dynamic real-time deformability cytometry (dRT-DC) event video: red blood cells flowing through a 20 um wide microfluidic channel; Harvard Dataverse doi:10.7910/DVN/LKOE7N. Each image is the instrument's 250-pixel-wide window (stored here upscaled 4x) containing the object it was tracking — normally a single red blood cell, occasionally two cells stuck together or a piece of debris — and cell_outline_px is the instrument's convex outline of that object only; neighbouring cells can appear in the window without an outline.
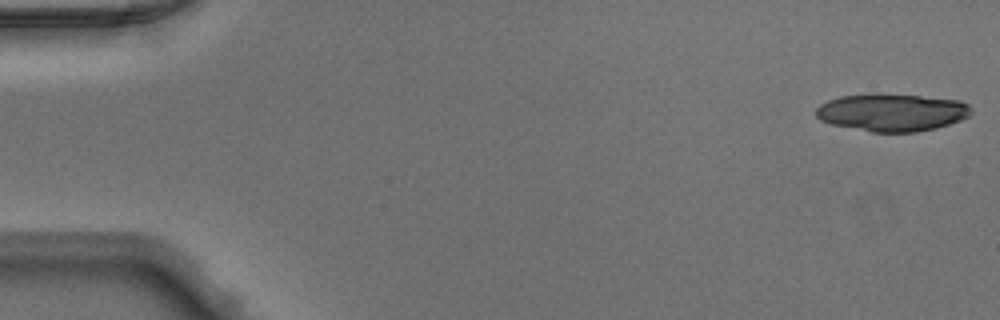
{"species": "Egyptian fruit bat (a non-hibernating species)", "species_latin": "Rousettus aegyptiacus", "temperature_condition": "warm", "stored_images_in_passage": 19, "camera_frame_rate_fps": 3000, "um_per_image_px": 0.085, "animal": {"sex": "male"}, "frame": {"image": 1, "passage_image": 1, "time_ms": 0.0, "image_size_px": [1000, 320], "cell_outline_px": [[972, 112], [968, 116], [960, 120], [936, 128], [916, 132], [872, 132], [832, 124], [820, 120], [816, 116], [816, 108], [820, 104], [828, 100], [840, 96], [872, 92], [880, 92], [960, 100], [968, 104], [972, 108]], "centroid_in_image_um": [75.8, 9.53], "position_along_channel_um": 9.2, "area_um2": 34.39}}
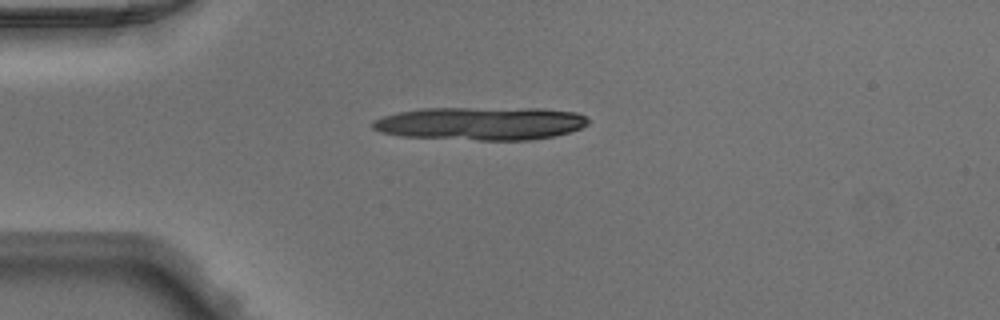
{"frame": {"image": 2, "passage_image": 12, "time_ms": 3.667, "image_size_px": [1000, 320], "cell_outline_px": [[588, 124], [580, 128], [568, 132], [552, 136], [532, 140], [476, 140], [400, 136], [380, 132], [372, 128], [372, 120], [384, 116], [400, 112], [424, 108], [540, 108], [576, 112], [584, 116], [588, 120]], "centroid_in_image_um": [40.85, 10.49], "position_along_channel_um": 44.2, "area_um2": 41.67}}